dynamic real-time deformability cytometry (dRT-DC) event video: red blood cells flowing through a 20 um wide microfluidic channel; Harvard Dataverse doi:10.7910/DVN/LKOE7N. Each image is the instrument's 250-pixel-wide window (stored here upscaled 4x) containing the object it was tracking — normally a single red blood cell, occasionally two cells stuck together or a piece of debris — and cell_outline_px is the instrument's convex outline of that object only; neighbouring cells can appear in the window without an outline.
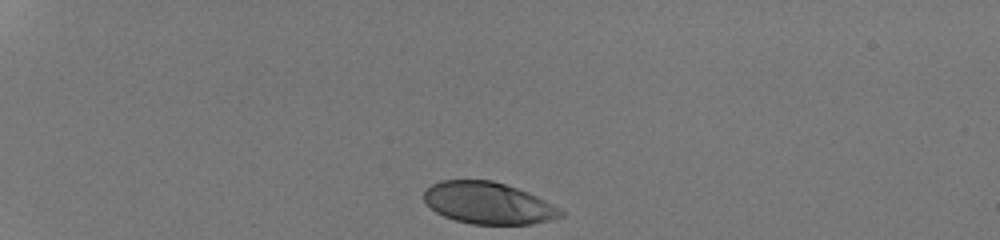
{"species": "human", "species_latin": "Homo sapiens", "temperature_condition": "room temperature", "stored_images_in_passage": 33, "camera_frame_rate_fps": 3000, "um_per_image_px": 0.085, "donor": {"sex": "male"}, "frame": {"image": 1, "passage_image": 1, "time_ms": 0.0, "image_size_px": [1000, 240], "cell_outline_px": [[564, 216], [532, 224], [472, 224], [456, 220], [444, 216], [436, 212], [424, 200], [424, 192], [432, 184], [440, 180], [492, 180], [528, 192], [560, 208], [564, 212]], "centroid_in_image_um": [41.51, 17.26], "position_along_channel_um": 43.5, "area_um2": 33.06}}
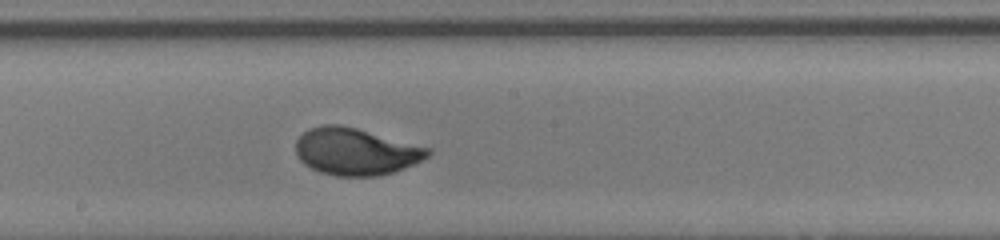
{"frame": {"image": 2, "passage_image": 19, "time_ms": 6.0, "image_size_px": [1000, 240], "cell_outline_px": [[432, 152], [428, 156], [404, 168], [380, 176], [336, 176], [320, 172], [304, 164], [296, 156], [296, 140], [308, 128], [320, 124], [340, 124], [356, 128], [432, 148]], "centroid_in_image_um": [30.21, 12.87], "position_along_channel_um": 218.0, "area_um2": 36.3}}
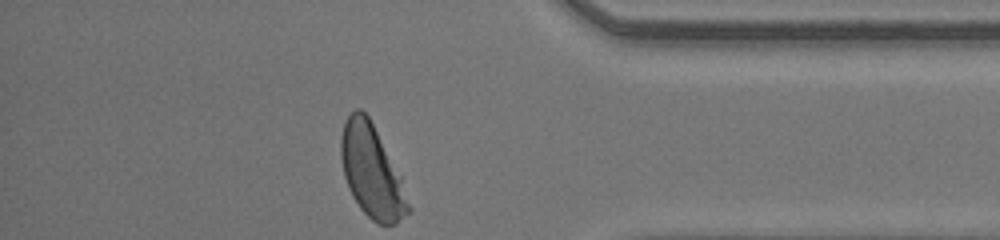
{"frame": {"image": 3, "passage_image": 33, "time_ms": 10.667, "image_size_px": [1000, 240], "cell_outline_px": [[412, 208], [396, 224], [376, 224], [360, 208], [352, 196], [348, 188], [344, 176], [340, 156], [340, 136], [344, 120], [356, 108], [360, 108], [368, 116], [400, 176]], "centroid_in_image_um": [31.57, 14.58], "position_along_channel_um": 403.6, "area_um2": 36.01}, "authors_computed_cell_mechanics": {"area_um2": 35.258, "velocity_mm_per_s": 4.2348, "shape_relaxation_time_tau1_ms": 1.872, "shape_relaxation_time_tau2_ms": null, "deformation_change_tau1": 0.1344, "deformation_change_tau2": null}}